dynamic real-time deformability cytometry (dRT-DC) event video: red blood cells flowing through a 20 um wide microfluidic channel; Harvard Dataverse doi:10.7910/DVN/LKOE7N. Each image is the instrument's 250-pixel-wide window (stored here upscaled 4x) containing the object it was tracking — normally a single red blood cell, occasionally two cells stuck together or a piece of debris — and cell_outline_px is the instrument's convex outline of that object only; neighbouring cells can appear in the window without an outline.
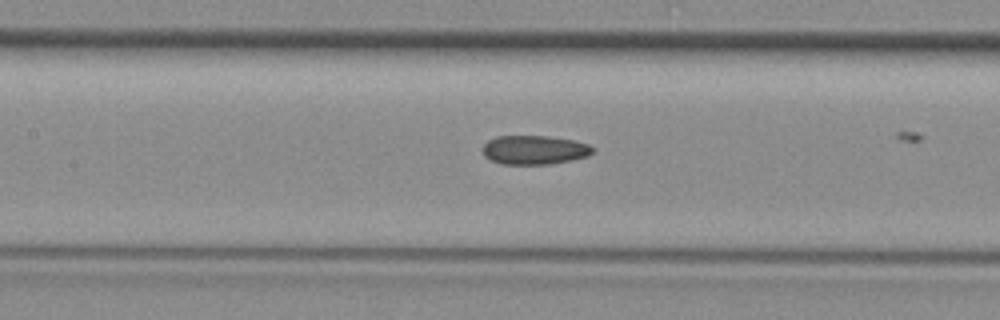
{"species": "common noctule bat (a hibernating species)", "species_latin": "Nyctalus noctula", "temperature_condition": "room temperature", "stored_images_in_passage": 11, "camera_frame_rate_fps": 3000, "um_per_image_px": 0.085, "animal": {"sex": "female", "body_mass_g": 29.2, "forearm_length_mm": 56.3}, "frame": {"image": 1, "passage_image": 6, "time_ms": 1.667, "image_size_px": [1000, 320], "cell_outline_px": [[592, 152], [588, 156], [572, 160], [552, 164], [504, 164], [492, 160], [484, 156], [480, 148], [488, 140], [496, 136], [548, 136], [572, 140], [588, 144], [592, 148]], "centroid_in_image_um": [45.38, 12.74], "position_along_channel_um": 162.0, "area_um2": 18.61}}
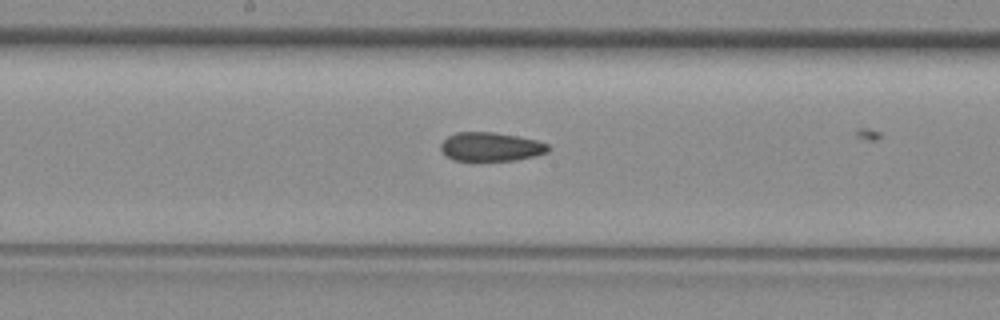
{"frame": {"image": 2, "passage_image": 9, "time_ms": 2.667, "image_size_px": [1000, 320], "cell_outline_px": [[548, 152], [536, 156], [516, 160], [472, 164], [452, 160], [440, 148], [440, 144], [448, 136], [456, 132], [492, 132], [516, 136], [536, 140], [548, 144]], "centroid_in_image_um": [41.68, 12.53], "position_along_channel_um": 206.5, "area_um2": 18.79}}